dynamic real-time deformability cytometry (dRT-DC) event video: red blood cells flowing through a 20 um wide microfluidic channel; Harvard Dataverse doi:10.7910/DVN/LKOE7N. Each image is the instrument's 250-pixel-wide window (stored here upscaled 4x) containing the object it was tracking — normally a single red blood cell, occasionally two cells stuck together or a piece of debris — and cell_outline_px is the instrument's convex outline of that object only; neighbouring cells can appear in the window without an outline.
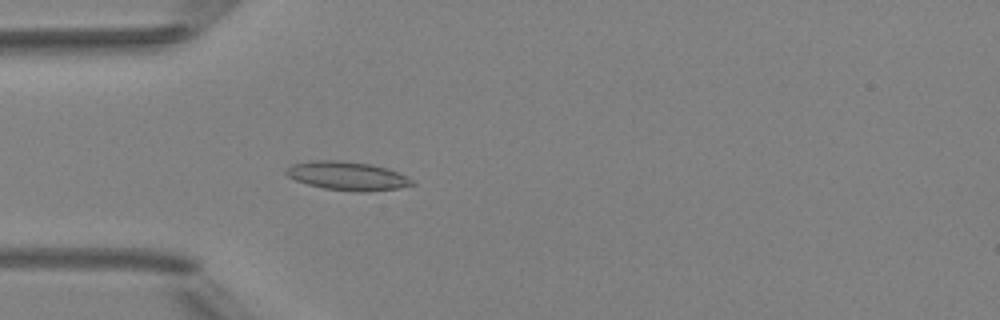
{"species": "Egyptian fruit bat (a non-hibernating species)", "species_latin": "Rousettus aegyptiacus", "temperature_condition": "room temperature", "stored_images_in_passage": 4, "camera_frame_rate_fps": 3000, "um_per_image_px": 0.085, "animal": {"sex": "female"}, "frame": {"image": 1, "passage_image": 4, "time_ms": 3.667, "image_size_px": [1000, 320], "cell_outline_px": [[416, 184], [400, 188], [368, 192], [356, 192], [324, 188], [308, 184], [296, 180], [288, 176], [284, 172], [292, 164], [312, 160], [336, 160], [372, 164], [396, 172], [412, 180]], "centroid_in_image_um": [29.51, 14.96], "position_along_channel_um": 55.5, "area_um2": 20.87}}